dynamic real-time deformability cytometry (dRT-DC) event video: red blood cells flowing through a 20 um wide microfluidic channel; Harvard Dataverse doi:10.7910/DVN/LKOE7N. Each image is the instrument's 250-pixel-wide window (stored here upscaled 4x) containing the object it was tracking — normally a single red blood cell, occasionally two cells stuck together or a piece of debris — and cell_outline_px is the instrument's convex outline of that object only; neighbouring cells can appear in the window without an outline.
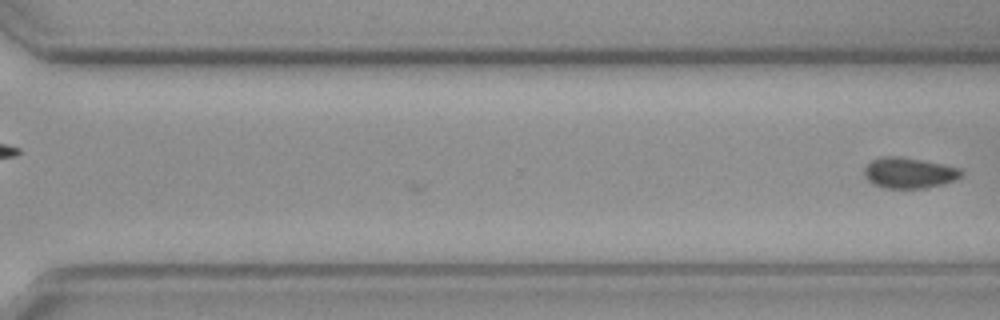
{"species": "common noctule bat (a hibernating species)", "species_latin": "Nyctalus noctula", "temperature_condition": "cold", "stored_images_in_passage": 20, "camera_frame_rate_fps": 3000, "um_per_image_px": 0.085, "animal": {"sex": "female", "body_mass_g": 19.3, "forearm_length_mm": 54.1}, "frame": {"image": 1, "passage_image": 20, "time_ms": 6.333, "image_size_px": [1000, 320], "cell_outline_px": [[964, 172], [956, 180], [924, 188], [884, 188], [872, 184], [864, 176], [864, 168], [872, 160], [884, 156], [900, 156], [944, 164], [960, 168]], "centroid_in_image_um": [77.26, 14.69], "position_along_channel_um": 293.3, "area_um2": 17.4}}